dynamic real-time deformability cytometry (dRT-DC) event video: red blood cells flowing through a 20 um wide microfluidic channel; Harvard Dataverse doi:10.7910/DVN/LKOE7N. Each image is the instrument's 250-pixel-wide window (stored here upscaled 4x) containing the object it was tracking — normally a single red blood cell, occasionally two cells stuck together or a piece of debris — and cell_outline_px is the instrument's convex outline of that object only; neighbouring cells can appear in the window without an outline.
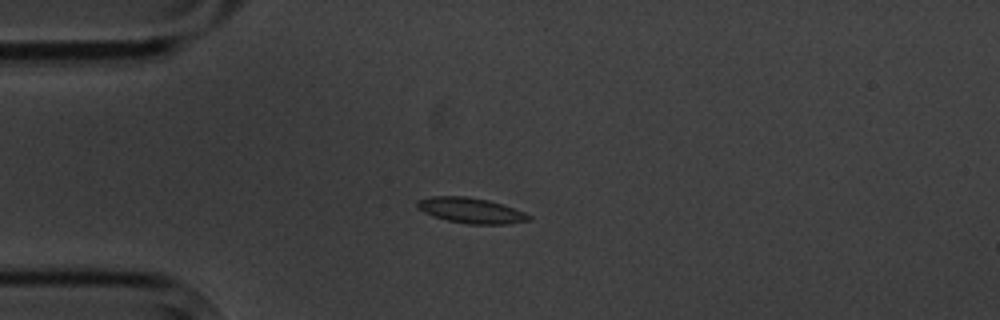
{"species": "common noctule bat (a hibernating species)", "species_latin": "Nyctalus noctula", "temperature_condition": "cold", "stored_images_in_passage": 11, "camera_frame_rate_fps": 3000, "um_per_image_px": 0.085, "animal": {"sex": "male", "body_mass_g": 20.1, "forearm_length_mm": 53.5}, "frame": {"image": 1, "passage_image": 4, "time_ms": 4.333, "image_size_px": [1000, 320], "cell_outline_px": [[532, 220], [508, 224], [468, 224], [448, 220], [432, 216], [416, 208], [416, 200], [432, 196], [468, 196], [488, 200], [504, 204], [524, 212], [532, 216]], "centroid_in_image_um": [40.03, 17.88], "position_along_channel_um": 45.0, "area_um2": 16.76}}
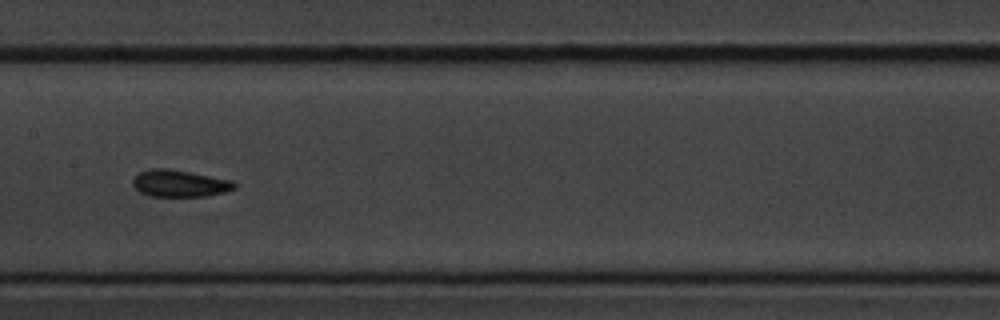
{"frame": {"image": 2, "passage_image": 8, "time_ms": 9.0, "image_size_px": [1000, 320], "cell_outline_px": [[236, 188], [224, 192], [204, 196], [152, 196], [140, 192], [132, 184], [132, 180], [140, 172], [152, 168], [168, 168], [232, 180], [236, 184]], "centroid_in_image_um": [15.27, 15.58], "position_along_channel_um": 192.1, "area_um2": 15.78}}
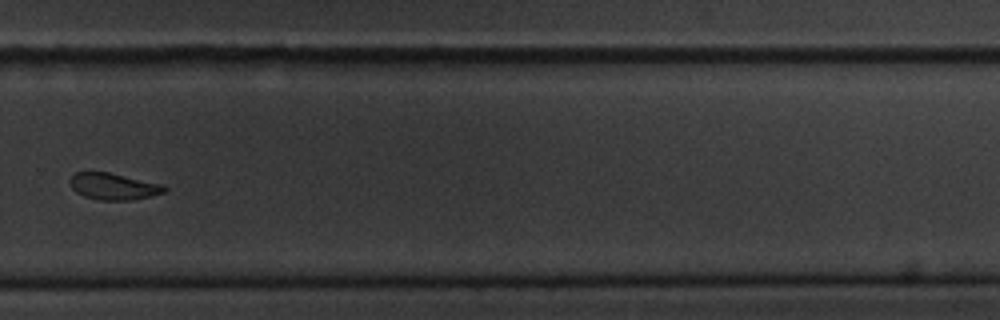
{"frame": {"image": 3, "passage_image": 11, "time_ms": 12.667, "image_size_px": [1000, 320], "cell_outline_px": [[168, 188], [164, 192], [152, 196], [128, 200], [100, 200], [84, 196], [76, 192], [72, 188], [68, 180], [76, 172], [108, 172], [164, 184]], "centroid_in_image_um": [9.66, 15.84], "position_along_channel_um": 320.1, "area_um2": 14.68}}